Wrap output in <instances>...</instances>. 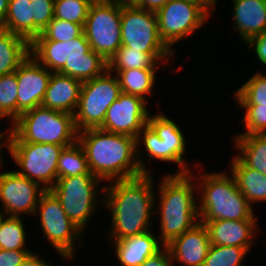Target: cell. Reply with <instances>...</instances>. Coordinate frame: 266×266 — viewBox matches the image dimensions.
<instances>
[{
	"instance_id": "obj_1",
	"label": "cell",
	"mask_w": 266,
	"mask_h": 266,
	"mask_svg": "<svg viewBox=\"0 0 266 266\" xmlns=\"http://www.w3.org/2000/svg\"><path fill=\"white\" fill-rule=\"evenodd\" d=\"M156 178L153 173L104 184V211L111 216L108 241L155 229Z\"/></svg>"
},
{
	"instance_id": "obj_2",
	"label": "cell",
	"mask_w": 266,
	"mask_h": 266,
	"mask_svg": "<svg viewBox=\"0 0 266 266\" xmlns=\"http://www.w3.org/2000/svg\"><path fill=\"white\" fill-rule=\"evenodd\" d=\"M90 172L104 183L144 174L137 160L136 138L101 128L78 132Z\"/></svg>"
},
{
	"instance_id": "obj_3",
	"label": "cell",
	"mask_w": 266,
	"mask_h": 266,
	"mask_svg": "<svg viewBox=\"0 0 266 266\" xmlns=\"http://www.w3.org/2000/svg\"><path fill=\"white\" fill-rule=\"evenodd\" d=\"M161 177L156 188L154 216H159L157 236L166 246L200 221L195 178L190 173L172 172Z\"/></svg>"
},
{
	"instance_id": "obj_4",
	"label": "cell",
	"mask_w": 266,
	"mask_h": 266,
	"mask_svg": "<svg viewBox=\"0 0 266 266\" xmlns=\"http://www.w3.org/2000/svg\"><path fill=\"white\" fill-rule=\"evenodd\" d=\"M196 162L190 174L197 183L199 221L258 220L230 171L208 172L205 169L206 172H201L204 165L199 160Z\"/></svg>"
},
{
	"instance_id": "obj_5",
	"label": "cell",
	"mask_w": 266,
	"mask_h": 266,
	"mask_svg": "<svg viewBox=\"0 0 266 266\" xmlns=\"http://www.w3.org/2000/svg\"><path fill=\"white\" fill-rule=\"evenodd\" d=\"M162 109L150 114L147 124L136 139L137 160L143 173H155L148 167L149 161L177 165L173 174H186L192 171L185 157L187 141L179 122L168 117ZM145 154V155H144ZM147 157L148 159L146 160ZM185 156V157H184ZM185 158V159H184ZM148 161V162H147Z\"/></svg>"
},
{
	"instance_id": "obj_6",
	"label": "cell",
	"mask_w": 266,
	"mask_h": 266,
	"mask_svg": "<svg viewBox=\"0 0 266 266\" xmlns=\"http://www.w3.org/2000/svg\"><path fill=\"white\" fill-rule=\"evenodd\" d=\"M77 140L73 114L41 105L22 113L11 124L9 142L52 143L69 147Z\"/></svg>"
},
{
	"instance_id": "obj_7",
	"label": "cell",
	"mask_w": 266,
	"mask_h": 266,
	"mask_svg": "<svg viewBox=\"0 0 266 266\" xmlns=\"http://www.w3.org/2000/svg\"><path fill=\"white\" fill-rule=\"evenodd\" d=\"M103 184L104 182L93 174H80L57 178L55 185L50 189L68 218L84 234L97 211L104 209Z\"/></svg>"
},
{
	"instance_id": "obj_8",
	"label": "cell",
	"mask_w": 266,
	"mask_h": 266,
	"mask_svg": "<svg viewBox=\"0 0 266 266\" xmlns=\"http://www.w3.org/2000/svg\"><path fill=\"white\" fill-rule=\"evenodd\" d=\"M33 218H39L37 223H40L41 233L49 247L54 248L60 259L72 262L77 255L76 249L84 244L85 234L68 218L50 190L41 195Z\"/></svg>"
},
{
	"instance_id": "obj_9",
	"label": "cell",
	"mask_w": 266,
	"mask_h": 266,
	"mask_svg": "<svg viewBox=\"0 0 266 266\" xmlns=\"http://www.w3.org/2000/svg\"><path fill=\"white\" fill-rule=\"evenodd\" d=\"M121 44L149 53L157 62H170L176 55L160 38L156 13L129 0H121Z\"/></svg>"
},
{
	"instance_id": "obj_10",
	"label": "cell",
	"mask_w": 266,
	"mask_h": 266,
	"mask_svg": "<svg viewBox=\"0 0 266 266\" xmlns=\"http://www.w3.org/2000/svg\"><path fill=\"white\" fill-rule=\"evenodd\" d=\"M217 4H196L182 0H168L157 12L161 40L176 54L174 45L191 38L193 32L204 29ZM203 27V28H202ZM181 40V41H180ZM175 50V51H174Z\"/></svg>"
},
{
	"instance_id": "obj_11",
	"label": "cell",
	"mask_w": 266,
	"mask_h": 266,
	"mask_svg": "<svg viewBox=\"0 0 266 266\" xmlns=\"http://www.w3.org/2000/svg\"><path fill=\"white\" fill-rule=\"evenodd\" d=\"M65 146L52 143L9 142L14 170L50 190L58 178V159Z\"/></svg>"
},
{
	"instance_id": "obj_12",
	"label": "cell",
	"mask_w": 266,
	"mask_h": 266,
	"mask_svg": "<svg viewBox=\"0 0 266 266\" xmlns=\"http://www.w3.org/2000/svg\"><path fill=\"white\" fill-rule=\"evenodd\" d=\"M121 93L116 74L108 69L103 74L84 81L74 114L77 131L100 128L106 117L107 109Z\"/></svg>"
},
{
	"instance_id": "obj_13",
	"label": "cell",
	"mask_w": 266,
	"mask_h": 266,
	"mask_svg": "<svg viewBox=\"0 0 266 266\" xmlns=\"http://www.w3.org/2000/svg\"><path fill=\"white\" fill-rule=\"evenodd\" d=\"M83 30L90 48L108 62L122 46L121 0H94Z\"/></svg>"
},
{
	"instance_id": "obj_14",
	"label": "cell",
	"mask_w": 266,
	"mask_h": 266,
	"mask_svg": "<svg viewBox=\"0 0 266 266\" xmlns=\"http://www.w3.org/2000/svg\"><path fill=\"white\" fill-rule=\"evenodd\" d=\"M46 191L37 182L18 174L14 169H0V214L34 216L41 195Z\"/></svg>"
},
{
	"instance_id": "obj_15",
	"label": "cell",
	"mask_w": 266,
	"mask_h": 266,
	"mask_svg": "<svg viewBox=\"0 0 266 266\" xmlns=\"http://www.w3.org/2000/svg\"><path fill=\"white\" fill-rule=\"evenodd\" d=\"M148 102L141 97L121 93L107 109L101 129L117 134L138 137L147 124L151 112ZM149 108V109H148Z\"/></svg>"
},
{
	"instance_id": "obj_16",
	"label": "cell",
	"mask_w": 266,
	"mask_h": 266,
	"mask_svg": "<svg viewBox=\"0 0 266 266\" xmlns=\"http://www.w3.org/2000/svg\"><path fill=\"white\" fill-rule=\"evenodd\" d=\"M51 74L31 54L20 64L16 70L17 118L22 113L41 106Z\"/></svg>"
},
{
	"instance_id": "obj_17",
	"label": "cell",
	"mask_w": 266,
	"mask_h": 266,
	"mask_svg": "<svg viewBox=\"0 0 266 266\" xmlns=\"http://www.w3.org/2000/svg\"><path fill=\"white\" fill-rule=\"evenodd\" d=\"M91 50L84 32L69 41H32L30 54L52 73H58L69 57H84Z\"/></svg>"
},
{
	"instance_id": "obj_18",
	"label": "cell",
	"mask_w": 266,
	"mask_h": 266,
	"mask_svg": "<svg viewBox=\"0 0 266 266\" xmlns=\"http://www.w3.org/2000/svg\"><path fill=\"white\" fill-rule=\"evenodd\" d=\"M260 220H212L200 221L207 229L211 245L239 246L250 252L256 245L260 232Z\"/></svg>"
},
{
	"instance_id": "obj_19",
	"label": "cell",
	"mask_w": 266,
	"mask_h": 266,
	"mask_svg": "<svg viewBox=\"0 0 266 266\" xmlns=\"http://www.w3.org/2000/svg\"><path fill=\"white\" fill-rule=\"evenodd\" d=\"M210 245L207 229L199 222L192 229L174 238L166 247L170 251L174 266L178 263L182 266H203Z\"/></svg>"
},
{
	"instance_id": "obj_20",
	"label": "cell",
	"mask_w": 266,
	"mask_h": 266,
	"mask_svg": "<svg viewBox=\"0 0 266 266\" xmlns=\"http://www.w3.org/2000/svg\"><path fill=\"white\" fill-rule=\"evenodd\" d=\"M108 243L114 246L118 266H140L165 247L154 229Z\"/></svg>"
},
{
	"instance_id": "obj_21",
	"label": "cell",
	"mask_w": 266,
	"mask_h": 266,
	"mask_svg": "<svg viewBox=\"0 0 266 266\" xmlns=\"http://www.w3.org/2000/svg\"><path fill=\"white\" fill-rule=\"evenodd\" d=\"M233 33L245 44L251 38L266 33V3L264 0H231Z\"/></svg>"
},
{
	"instance_id": "obj_22",
	"label": "cell",
	"mask_w": 266,
	"mask_h": 266,
	"mask_svg": "<svg viewBox=\"0 0 266 266\" xmlns=\"http://www.w3.org/2000/svg\"><path fill=\"white\" fill-rule=\"evenodd\" d=\"M82 81L59 73H52L41 105L51 110L75 114Z\"/></svg>"
},
{
	"instance_id": "obj_23",
	"label": "cell",
	"mask_w": 266,
	"mask_h": 266,
	"mask_svg": "<svg viewBox=\"0 0 266 266\" xmlns=\"http://www.w3.org/2000/svg\"><path fill=\"white\" fill-rule=\"evenodd\" d=\"M229 165L238 189L249 204L254 207L255 204L266 202V175L248 167L236 155H233Z\"/></svg>"
},
{
	"instance_id": "obj_24",
	"label": "cell",
	"mask_w": 266,
	"mask_h": 266,
	"mask_svg": "<svg viewBox=\"0 0 266 266\" xmlns=\"http://www.w3.org/2000/svg\"><path fill=\"white\" fill-rule=\"evenodd\" d=\"M234 153L245 165L266 175V134L234 135Z\"/></svg>"
},
{
	"instance_id": "obj_25",
	"label": "cell",
	"mask_w": 266,
	"mask_h": 266,
	"mask_svg": "<svg viewBox=\"0 0 266 266\" xmlns=\"http://www.w3.org/2000/svg\"><path fill=\"white\" fill-rule=\"evenodd\" d=\"M30 55V43L18 34L0 29V76L12 73Z\"/></svg>"
},
{
	"instance_id": "obj_26",
	"label": "cell",
	"mask_w": 266,
	"mask_h": 266,
	"mask_svg": "<svg viewBox=\"0 0 266 266\" xmlns=\"http://www.w3.org/2000/svg\"><path fill=\"white\" fill-rule=\"evenodd\" d=\"M158 70L161 69H126L119 70L116 76L121 87V92L131 94L146 100L152 95L156 87Z\"/></svg>"
},
{
	"instance_id": "obj_27",
	"label": "cell",
	"mask_w": 266,
	"mask_h": 266,
	"mask_svg": "<svg viewBox=\"0 0 266 266\" xmlns=\"http://www.w3.org/2000/svg\"><path fill=\"white\" fill-rule=\"evenodd\" d=\"M108 69V62L92 49L84 57H69L59 74L82 82L91 80Z\"/></svg>"
},
{
	"instance_id": "obj_28",
	"label": "cell",
	"mask_w": 266,
	"mask_h": 266,
	"mask_svg": "<svg viewBox=\"0 0 266 266\" xmlns=\"http://www.w3.org/2000/svg\"><path fill=\"white\" fill-rule=\"evenodd\" d=\"M258 70L232 93L239 108H266V71Z\"/></svg>"
},
{
	"instance_id": "obj_29",
	"label": "cell",
	"mask_w": 266,
	"mask_h": 266,
	"mask_svg": "<svg viewBox=\"0 0 266 266\" xmlns=\"http://www.w3.org/2000/svg\"><path fill=\"white\" fill-rule=\"evenodd\" d=\"M167 63L157 62L149 53L121 46L108 61V70L116 74L126 69H164Z\"/></svg>"
},
{
	"instance_id": "obj_30",
	"label": "cell",
	"mask_w": 266,
	"mask_h": 266,
	"mask_svg": "<svg viewBox=\"0 0 266 266\" xmlns=\"http://www.w3.org/2000/svg\"><path fill=\"white\" fill-rule=\"evenodd\" d=\"M4 29L33 41V6L28 1H9Z\"/></svg>"
},
{
	"instance_id": "obj_31",
	"label": "cell",
	"mask_w": 266,
	"mask_h": 266,
	"mask_svg": "<svg viewBox=\"0 0 266 266\" xmlns=\"http://www.w3.org/2000/svg\"><path fill=\"white\" fill-rule=\"evenodd\" d=\"M22 217L5 216L0 214V249L2 250H31L27 239V226Z\"/></svg>"
},
{
	"instance_id": "obj_32",
	"label": "cell",
	"mask_w": 266,
	"mask_h": 266,
	"mask_svg": "<svg viewBox=\"0 0 266 266\" xmlns=\"http://www.w3.org/2000/svg\"><path fill=\"white\" fill-rule=\"evenodd\" d=\"M80 174L92 173L88 167L85 151L77 141L75 144L65 147L60 153L58 159V178Z\"/></svg>"
},
{
	"instance_id": "obj_33",
	"label": "cell",
	"mask_w": 266,
	"mask_h": 266,
	"mask_svg": "<svg viewBox=\"0 0 266 266\" xmlns=\"http://www.w3.org/2000/svg\"><path fill=\"white\" fill-rule=\"evenodd\" d=\"M17 94L16 71L0 76V121L6 118L12 124L17 119Z\"/></svg>"
},
{
	"instance_id": "obj_34",
	"label": "cell",
	"mask_w": 266,
	"mask_h": 266,
	"mask_svg": "<svg viewBox=\"0 0 266 266\" xmlns=\"http://www.w3.org/2000/svg\"><path fill=\"white\" fill-rule=\"evenodd\" d=\"M249 253L244 247L210 245L203 266H245L244 259Z\"/></svg>"
},
{
	"instance_id": "obj_35",
	"label": "cell",
	"mask_w": 266,
	"mask_h": 266,
	"mask_svg": "<svg viewBox=\"0 0 266 266\" xmlns=\"http://www.w3.org/2000/svg\"><path fill=\"white\" fill-rule=\"evenodd\" d=\"M84 32L83 26L62 19L53 18L33 41L67 42Z\"/></svg>"
},
{
	"instance_id": "obj_36",
	"label": "cell",
	"mask_w": 266,
	"mask_h": 266,
	"mask_svg": "<svg viewBox=\"0 0 266 266\" xmlns=\"http://www.w3.org/2000/svg\"><path fill=\"white\" fill-rule=\"evenodd\" d=\"M94 0H54V18L80 24L84 27Z\"/></svg>"
},
{
	"instance_id": "obj_37",
	"label": "cell",
	"mask_w": 266,
	"mask_h": 266,
	"mask_svg": "<svg viewBox=\"0 0 266 266\" xmlns=\"http://www.w3.org/2000/svg\"><path fill=\"white\" fill-rule=\"evenodd\" d=\"M244 111L239 120L243 124V132L234 135L266 134V108H241Z\"/></svg>"
},
{
	"instance_id": "obj_38",
	"label": "cell",
	"mask_w": 266,
	"mask_h": 266,
	"mask_svg": "<svg viewBox=\"0 0 266 266\" xmlns=\"http://www.w3.org/2000/svg\"><path fill=\"white\" fill-rule=\"evenodd\" d=\"M33 40L54 18V0H33Z\"/></svg>"
},
{
	"instance_id": "obj_39",
	"label": "cell",
	"mask_w": 266,
	"mask_h": 266,
	"mask_svg": "<svg viewBox=\"0 0 266 266\" xmlns=\"http://www.w3.org/2000/svg\"><path fill=\"white\" fill-rule=\"evenodd\" d=\"M246 49H250L253 52L254 59L258 60L255 62L261 66V70L266 69V33L260 34L256 37L251 38L247 43H245ZM252 49V50H251ZM263 64V65H262Z\"/></svg>"
},
{
	"instance_id": "obj_40",
	"label": "cell",
	"mask_w": 266,
	"mask_h": 266,
	"mask_svg": "<svg viewBox=\"0 0 266 266\" xmlns=\"http://www.w3.org/2000/svg\"><path fill=\"white\" fill-rule=\"evenodd\" d=\"M32 250H2L0 249V266H18Z\"/></svg>"
},
{
	"instance_id": "obj_41",
	"label": "cell",
	"mask_w": 266,
	"mask_h": 266,
	"mask_svg": "<svg viewBox=\"0 0 266 266\" xmlns=\"http://www.w3.org/2000/svg\"><path fill=\"white\" fill-rule=\"evenodd\" d=\"M140 266H174L169 249L165 246L157 254L149 257Z\"/></svg>"
},
{
	"instance_id": "obj_42",
	"label": "cell",
	"mask_w": 266,
	"mask_h": 266,
	"mask_svg": "<svg viewBox=\"0 0 266 266\" xmlns=\"http://www.w3.org/2000/svg\"><path fill=\"white\" fill-rule=\"evenodd\" d=\"M132 4L139 8L157 12L161 7H163L168 0H129Z\"/></svg>"
},
{
	"instance_id": "obj_43",
	"label": "cell",
	"mask_w": 266,
	"mask_h": 266,
	"mask_svg": "<svg viewBox=\"0 0 266 266\" xmlns=\"http://www.w3.org/2000/svg\"><path fill=\"white\" fill-rule=\"evenodd\" d=\"M45 256L39 255L38 252L30 253L27 258L18 266H56L52 265L50 261L45 260Z\"/></svg>"
},
{
	"instance_id": "obj_44",
	"label": "cell",
	"mask_w": 266,
	"mask_h": 266,
	"mask_svg": "<svg viewBox=\"0 0 266 266\" xmlns=\"http://www.w3.org/2000/svg\"><path fill=\"white\" fill-rule=\"evenodd\" d=\"M9 127L5 128L4 131L1 129L0 130V169L4 166L3 164H7L4 163L3 159V149L7 150L6 153L8 154V149H9V141H10V135H11V124L8 125Z\"/></svg>"
},
{
	"instance_id": "obj_45",
	"label": "cell",
	"mask_w": 266,
	"mask_h": 266,
	"mask_svg": "<svg viewBox=\"0 0 266 266\" xmlns=\"http://www.w3.org/2000/svg\"><path fill=\"white\" fill-rule=\"evenodd\" d=\"M9 0H0V29H4Z\"/></svg>"
},
{
	"instance_id": "obj_46",
	"label": "cell",
	"mask_w": 266,
	"mask_h": 266,
	"mask_svg": "<svg viewBox=\"0 0 266 266\" xmlns=\"http://www.w3.org/2000/svg\"><path fill=\"white\" fill-rule=\"evenodd\" d=\"M182 1H186V2H192V3H196V4H217L218 0H182Z\"/></svg>"
},
{
	"instance_id": "obj_47",
	"label": "cell",
	"mask_w": 266,
	"mask_h": 266,
	"mask_svg": "<svg viewBox=\"0 0 266 266\" xmlns=\"http://www.w3.org/2000/svg\"><path fill=\"white\" fill-rule=\"evenodd\" d=\"M9 1H28V2H32L33 0H9Z\"/></svg>"
}]
</instances>
